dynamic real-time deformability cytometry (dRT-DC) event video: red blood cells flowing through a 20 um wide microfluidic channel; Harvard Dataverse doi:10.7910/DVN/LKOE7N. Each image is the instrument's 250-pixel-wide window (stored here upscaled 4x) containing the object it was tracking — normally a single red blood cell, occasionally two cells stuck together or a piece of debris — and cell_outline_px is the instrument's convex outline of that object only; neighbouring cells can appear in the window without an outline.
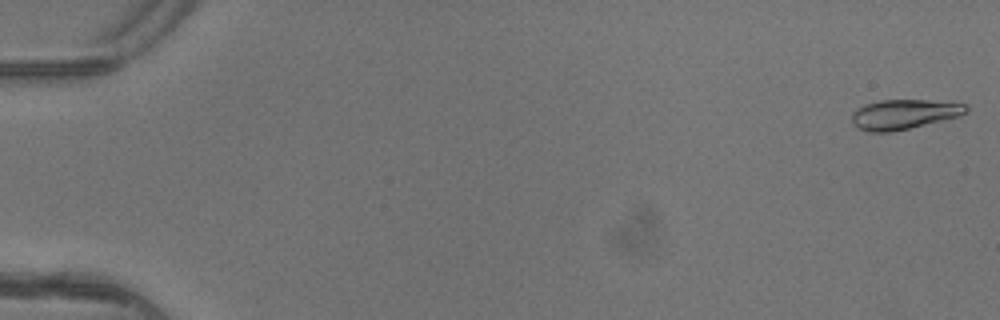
{"species": "common noctule bat (a hibernating species)", "species_latin": "Nyctalus noctula", "temperature_condition": "warm", "stored_images_in_passage": 5, "camera_frame_rate_fps": 3000, "um_per_image_px": 0.085, "animal": {"sex": "female"}, "frame": {"image": 1, "passage_image": 1, "time_ms": 0.0, "image_size_px": [1000, 320], "cell_outline_px": [[968, 112], [960, 116], [892, 132], [868, 132], [852, 124], [852, 112], [856, 108], [864, 104], [880, 100], [928, 100], [964, 104], [968, 108]], "centroid_in_image_um": [76.8, 9.71], "position_along_channel_um": 8.2, "area_um2": 19.83}}
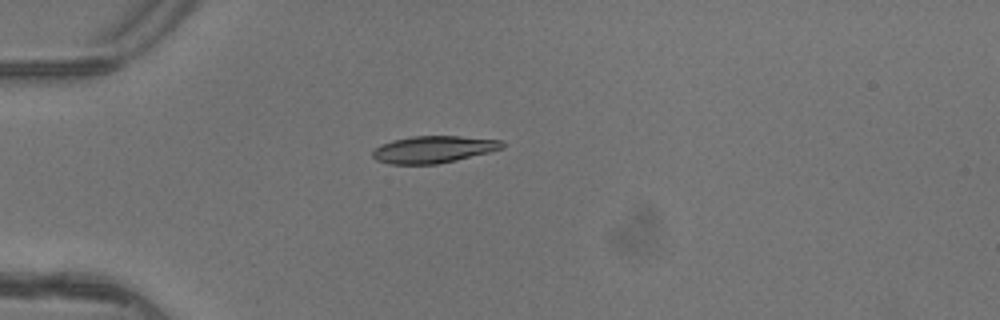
{"frame": {"image": 2, "passage_image": 5, "time_ms": 1.333, "image_size_px": [1000, 320], "cell_outline_px": [[504, 148], [456, 160], [436, 164], [388, 164], [376, 160], [372, 156], [372, 152], [380, 144], [392, 140], [412, 136], [460, 136], [504, 140]], "centroid_in_image_um": [36.84, 12.69], "position_along_channel_um": 48.2, "area_um2": 20.46}}